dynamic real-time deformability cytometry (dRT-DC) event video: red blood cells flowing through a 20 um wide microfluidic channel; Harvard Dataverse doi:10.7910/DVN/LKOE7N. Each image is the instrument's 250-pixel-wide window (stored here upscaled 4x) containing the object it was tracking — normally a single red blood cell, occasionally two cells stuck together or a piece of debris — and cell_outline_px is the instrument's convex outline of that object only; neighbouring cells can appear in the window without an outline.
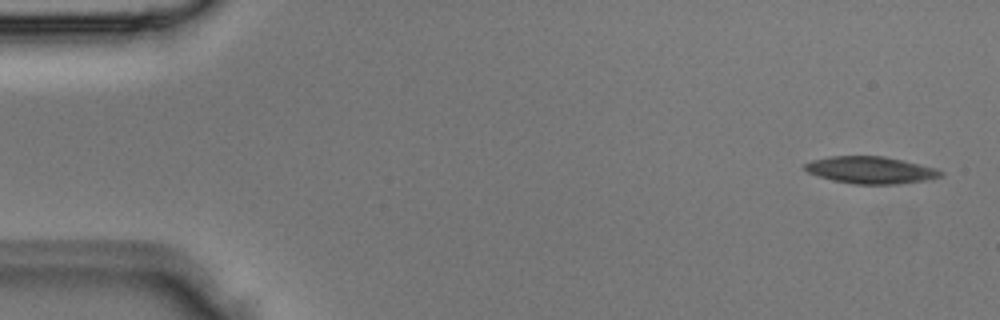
{"species": "Egyptian fruit bat (a non-hibernating species)", "species_latin": "Rousettus aegyptiacus", "temperature_condition": "room temperature", "stored_images_in_passage": 4, "camera_frame_rate_fps": 3000, "um_per_image_px": 0.085, "animal": {"sex": "male"}, "frame": {"image": 1, "passage_image": 1, "time_ms": 0.0, "image_size_px": [1000, 320], "cell_outline_px": [[944, 176], [924, 180], [900, 184], [856, 184], [836, 180], [820, 176], [808, 172], [804, 168], [804, 164], [812, 160], [832, 156], [884, 156], [904, 160], [936, 168], [944, 172]], "centroid_in_image_um": [74.06, 14.45], "position_along_channel_um": 10.9, "area_um2": 21.27}}
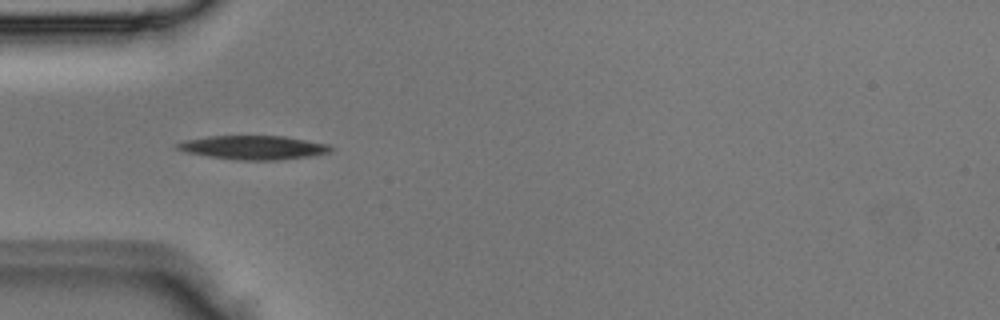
{"frame": {"image": 2, "passage_image": 3, "time_ms": 0.667, "image_size_px": [1000, 320], "cell_outline_px": [[332, 148], [328, 152], [308, 156], [276, 160], [240, 160], [208, 156], [184, 152], [176, 148], [176, 144], [184, 140], [208, 136], [284, 136], [328, 144]], "centroid_in_image_um": [21.48, 12.53], "position_along_channel_um": 63.5, "area_um2": 21.1}}
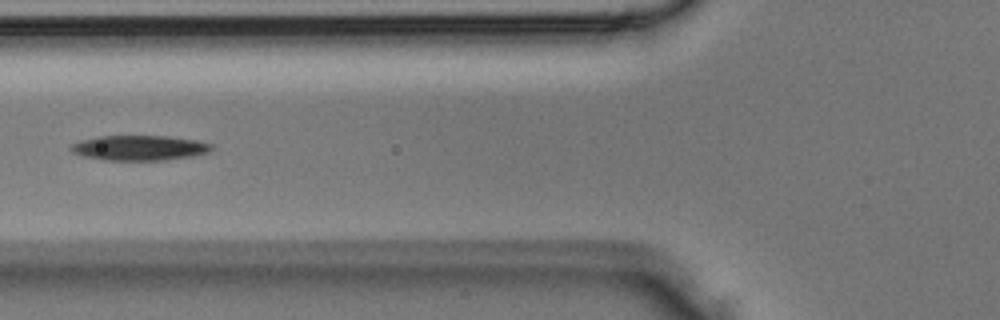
{"frame": {"image": 3, "passage_image": 4, "time_ms": 1.0, "image_size_px": [1000, 320], "cell_outline_px": [[216, 148], [208, 152], [196, 156], [164, 160], [104, 160], [84, 156], [72, 152], [68, 148], [72, 144], [80, 140], [96, 136], [168, 136], [196, 140], [212, 144]], "centroid_in_image_um": [11.87, 12.57], "position_along_channel_um": 113.9, "area_um2": 20.75}}